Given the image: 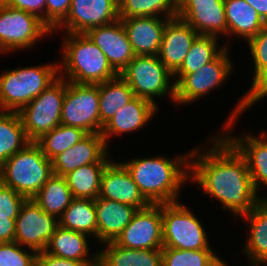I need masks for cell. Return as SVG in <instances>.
Segmentation results:
<instances>
[{
  "label": "cell",
  "mask_w": 267,
  "mask_h": 266,
  "mask_svg": "<svg viewBox=\"0 0 267 266\" xmlns=\"http://www.w3.org/2000/svg\"><path fill=\"white\" fill-rule=\"evenodd\" d=\"M212 146L206 153H199L198 148L192 151L190 177L217 198L223 210L228 208L236 216L251 212L262 198L257 197L245 159L220 135Z\"/></svg>",
  "instance_id": "cell-1"
},
{
  "label": "cell",
  "mask_w": 267,
  "mask_h": 266,
  "mask_svg": "<svg viewBox=\"0 0 267 266\" xmlns=\"http://www.w3.org/2000/svg\"><path fill=\"white\" fill-rule=\"evenodd\" d=\"M122 164L151 204L177 202L181 185L190 178V154L173 161L165 157H152L137 158Z\"/></svg>",
  "instance_id": "cell-2"
},
{
  "label": "cell",
  "mask_w": 267,
  "mask_h": 266,
  "mask_svg": "<svg viewBox=\"0 0 267 266\" xmlns=\"http://www.w3.org/2000/svg\"><path fill=\"white\" fill-rule=\"evenodd\" d=\"M61 66L66 80L77 84H99L117 77L105 54L85 33H67Z\"/></svg>",
  "instance_id": "cell-3"
},
{
  "label": "cell",
  "mask_w": 267,
  "mask_h": 266,
  "mask_svg": "<svg viewBox=\"0 0 267 266\" xmlns=\"http://www.w3.org/2000/svg\"><path fill=\"white\" fill-rule=\"evenodd\" d=\"M54 174L52 162L36 142L28 143L1 164V183L32 199Z\"/></svg>",
  "instance_id": "cell-4"
},
{
  "label": "cell",
  "mask_w": 267,
  "mask_h": 266,
  "mask_svg": "<svg viewBox=\"0 0 267 266\" xmlns=\"http://www.w3.org/2000/svg\"><path fill=\"white\" fill-rule=\"evenodd\" d=\"M58 72V73H57ZM59 65L18 68L0 75V111L18 112L60 75Z\"/></svg>",
  "instance_id": "cell-5"
},
{
  "label": "cell",
  "mask_w": 267,
  "mask_h": 266,
  "mask_svg": "<svg viewBox=\"0 0 267 266\" xmlns=\"http://www.w3.org/2000/svg\"><path fill=\"white\" fill-rule=\"evenodd\" d=\"M66 77H59L35 99L18 111L25 134L36 142L61 124L62 104L66 92Z\"/></svg>",
  "instance_id": "cell-6"
},
{
  "label": "cell",
  "mask_w": 267,
  "mask_h": 266,
  "mask_svg": "<svg viewBox=\"0 0 267 266\" xmlns=\"http://www.w3.org/2000/svg\"><path fill=\"white\" fill-rule=\"evenodd\" d=\"M162 227L163 248L211 249L200 221L180 202L162 203Z\"/></svg>",
  "instance_id": "cell-7"
},
{
  "label": "cell",
  "mask_w": 267,
  "mask_h": 266,
  "mask_svg": "<svg viewBox=\"0 0 267 266\" xmlns=\"http://www.w3.org/2000/svg\"><path fill=\"white\" fill-rule=\"evenodd\" d=\"M119 75L139 98L156 105L153 97H162L169 91L170 98L175 101V84L169 85L173 74L157 55L135 56Z\"/></svg>",
  "instance_id": "cell-8"
},
{
  "label": "cell",
  "mask_w": 267,
  "mask_h": 266,
  "mask_svg": "<svg viewBox=\"0 0 267 266\" xmlns=\"http://www.w3.org/2000/svg\"><path fill=\"white\" fill-rule=\"evenodd\" d=\"M61 124L100 133L99 84H77L66 81Z\"/></svg>",
  "instance_id": "cell-9"
},
{
  "label": "cell",
  "mask_w": 267,
  "mask_h": 266,
  "mask_svg": "<svg viewBox=\"0 0 267 266\" xmlns=\"http://www.w3.org/2000/svg\"><path fill=\"white\" fill-rule=\"evenodd\" d=\"M224 50L211 62L202 66L198 71L192 73H174L178 78L175 84V102L184 104L197 101L204 94L209 93L217 86L223 84L230 71L232 64L228 58V48Z\"/></svg>",
  "instance_id": "cell-10"
},
{
  "label": "cell",
  "mask_w": 267,
  "mask_h": 266,
  "mask_svg": "<svg viewBox=\"0 0 267 266\" xmlns=\"http://www.w3.org/2000/svg\"><path fill=\"white\" fill-rule=\"evenodd\" d=\"M49 32L53 33L36 15L0 2V52L31 47Z\"/></svg>",
  "instance_id": "cell-11"
},
{
  "label": "cell",
  "mask_w": 267,
  "mask_h": 266,
  "mask_svg": "<svg viewBox=\"0 0 267 266\" xmlns=\"http://www.w3.org/2000/svg\"><path fill=\"white\" fill-rule=\"evenodd\" d=\"M14 242L24 244L28 250L44 251L59 221L44 212L32 199H26L15 219Z\"/></svg>",
  "instance_id": "cell-12"
},
{
  "label": "cell",
  "mask_w": 267,
  "mask_h": 266,
  "mask_svg": "<svg viewBox=\"0 0 267 266\" xmlns=\"http://www.w3.org/2000/svg\"><path fill=\"white\" fill-rule=\"evenodd\" d=\"M115 243L129 249H162V204L138 209Z\"/></svg>",
  "instance_id": "cell-13"
},
{
  "label": "cell",
  "mask_w": 267,
  "mask_h": 266,
  "mask_svg": "<svg viewBox=\"0 0 267 266\" xmlns=\"http://www.w3.org/2000/svg\"><path fill=\"white\" fill-rule=\"evenodd\" d=\"M176 17L199 35H227L224 0H176Z\"/></svg>",
  "instance_id": "cell-14"
},
{
  "label": "cell",
  "mask_w": 267,
  "mask_h": 266,
  "mask_svg": "<svg viewBox=\"0 0 267 266\" xmlns=\"http://www.w3.org/2000/svg\"><path fill=\"white\" fill-rule=\"evenodd\" d=\"M119 19L116 0H71L66 18L54 29L67 33H86L90 28L107 25Z\"/></svg>",
  "instance_id": "cell-15"
},
{
  "label": "cell",
  "mask_w": 267,
  "mask_h": 266,
  "mask_svg": "<svg viewBox=\"0 0 267 266\" xmlns=\"http://www.w3.org/2000/svg\"><path fill=\"white\" fill-rule=\"evenodd\" d=\"M85 34L105 54L118 74L136 56L120 19L107 25L90 28Z\"/></svg>",
  "instance_id": "cell-16"
},
{
  "label": "cell",
  "mask_w": 267,
  "mask_h": 266,
  "mask_svg": "<svg viewBox=\"0 0 267 266\" xmlns=\"http://www.w3.org/2000/svg\"><path fill=\"white\" fill-rule=\"evenodd\" d=\"M107 145L100 133H88L83 139L51 162L54 175L65 176L75 169L88 164H109Z\"/></svg>",
  "instance_id": "cell-17"
},
{
  "label": "cell",
  "mask_w": 267,
  "mask_h": 266,
  "mask_svg": "<svg viewBox=\"0 0 267 266\" xmlns=\"http://www.w3.org/2000/svg\"><path fill=\"white\" fill-rule=\"evenodd\" d=\"M99 197L143 209L151 203L140 192L130 172L121 163L110 162L101 176Z\"/></svg>",
  "instance_id": "cell-18"
},
{
  "label": "cell",
  "mask_w": 267,
  "mask_h": 266,
  "mask_svg": "<svg viewBox=\"0 0 267 266\" xmlns=\"http://www.w3.org/2000/svg\"><path fill=\"white\" fill-rule=\"evenodd\" d=\"M198 35L190 25L178 17L166 23L157 56L172 74L181 67Z\"/></svg>",
  "instance_id": "cell-19"
},
{
  "label": "cell",
  "mask_w": 267,
  "mask_h": 266,
  "mask_svg": "<svg viewBox=\"0 0 267 266\" xmlns=\"http://www.w3.org/2000/svg\"><path fill=\"white\" fill-rule=\"evenodd\" d=\"M136 56L158 55L166 23L159 16L119 18ZM162 20V21H161Z\"/></svg>",
  "instance_id": "cell-20"
},
{
  "label": "cell",
  "mask_w": 267,
  "mask_h": 266,
  "mask_svg": "<svg viewBox=\"0 0 267 266\" xmlns=\"http://www.w3.org/2000/svg\"><path fill=\"white\" fill-rule=\"evenodd\" d=\"M94 205L97 240L104 244L115 242L137 211L133 206L99 196L94 200Z\"/></svg>",
  "instance_id": "cell-21"
},
{
  "label": "cell",
  "mask_w": 267,
  "mask_h": 266,
  "mask_svg": "<svg viewBox=\"0 0 267 266\" xmlns=\"http://www.w3.org/2000/svg\"><path fill=\"white\" fill-rule=\"evenodd\" d=\"M247 42L254 61V78L251 89L243 96V99H241L236 109L232 112L231 118L224 126L226 127L225 129H231L233 122H235L234 120L237 119L236 117L243 113L242 111L252 106L254 100L267 87V23Z\"/></svg>",
  "instance_id": "cell-22"
},
{
  "label": "cell",
  "mask_w": 267,
  "mask_h": 266,
  "mask_svg": "<svg viewBox=\"0 0 267 266\" xmlns=\"http://www.w3.org/2000/svg\"><path fill=\"white\" fill-rule=\"evenodd\" d=\"M157 107L147 99L135 96L103 125L101 135L106 145L111 135L132 132L143 127L154 115Z\"/></svg>",
  "instance_id": "cell-23"
},
{
  "label": "cell",
  "mask_w": 267,
  "mask_h": 266,
  "mask_svg": "<svg viewBox=\"0 0 267 266\" xmlns=\"http://www.w3.org/2000/svg\"><path fill=\"white\" fill-rule=\"evenodd\" d=\"M264 135V132L257 138L248 134L238 138L223 135L245 159L256 191L260 184L267 185V136Z\"/></svg>",
  "instance_id": "cell-24"
},
{
  "label": "cell",
  "mask_w": 267,
  "mask_h": 266,
  "mask_svg": "<svg viewBox=\"0 0 267 266\" xmlns=\"http://www.w3.org/2000/svg\"><path fill=\"white\" fill-rule=\"evenodd\" d=\"M98 252V266H162V249H129L115 242Z\"/></svg>",
  "instance_id": "cell-25"
},
{
  "label": "cell",
  "mask_w": 267,
  "mask_h": 266,
  "mask_svg": "<svg viewBox=\"0 0 267 266\" xmlns=\"http://www.w3.org/2000/svg\"><path fill=\"white\" fill-rule=\"evenodd\" d=\"M227 34H236L247 41L266 24L257 11L244 0H224Z\"/></svg>",
  "instance_id": "cell-26"
},
{
  "label": "cell",
  "mask_w": 267,
  "mask_h": 266,
  "mask_svg": "<svg viewBox=\"0 0 267 266\" xmlns=\"http://www.w3.org/2000/svg\"><path fill=\"white\" fill-rule=\"evenodd\" d=\"M85 233L68 230L58 226L50 238L44 252L75 261H98V253L89 260L88 242Z\"/></svg>",
  "instance_id": "cell-27"
},
{
  "label": "cell",
  "mask_w": 267,
  "mask_h": 266,
  "mask_svg": "<svg viewBox=\"0 0 267 266\" xmlns=\"http://www.w3.org/2000/svg\"><path fill=\"white\" fill-rule=\"evenodd\" d=\"M242 216L250 222L251 230L244 252L251 258L252 266L267 263V199Z\"/></svg>",
  "instance_id": "cell-28"
},
{
  "label": "cell",
  "mask_w": 267,
  "mask_h": 266,
  "mask_svg": "<svg viewBox=\"0 0 267 266\" xmlns=\"http://www.w3.org/2000/svg\"><path fill=\"white\" fill-rule=\"evenodd\" d=\"M134 97L133 90L120 75L99 83L100 134L103 125Z\"/></svg>",
  "instance_id": "cell-29"
},
{
  "label": "cell",
  "mask_w": 267,
  "mask_h": 266,
  "mask_svg": "<svg viewBox=\"0 0 267 266\" xmlns=\"http://www.w3.org/2000/svg\"><path fill=\"white\" fill-rule=\"evenodd\" d=\"M73 199L66 178L54 174L32 198L44 212L54 217L59 215L57 219L61 217Z\"/></svg>",
  "instance_id": "cell-30"
},
{
  "label": "cell",
  "mask_w": 267,
  "mask_h": 266,
  "mask_svg": "<svg viewBox=\"0 0 267 266\" xmlns=\"http://www.w3.org/2000/svg\"><path fill=\"white\" fill-rule=\"evenodd\" d=\"M58 221L62 228L82 232L88 236L93 234L97 238V218L93 199L74 198Z\"/></svg>",
  "instance_id": "cell-31"
},
{
  "label": "cell",
  "mask_w": 267,
  "mask_h": 266,
  "mask_svg": "<svg viewBox=\"0 0 267 266\" xmlns=\"http://www.w3.org/2000/svg\"><path fill=\"white\" fill-rule=\"evenodd\" d=\"M28 143L30 141L18 112L0 111V164L22 150Z\"/></svg>",
  "instance_id": "cell-32"
},
{
  "label": "cell",
  "mask_w": 267,
  "mask_h": 266,
  "mask_svg": "<svg viewBox=\"0 0 267 266\" xmlns=\"http://www.w3.org/2000/svg\"><path fill=\"white\" fill-rule=\"evenodd\" d=\"M107 165L88 164L65 175L73 197L95 200L99 196L101 176Z\"/></svg>",
  "instance_id": "cell-33"
},
{
  "label": "cell",
  "mask_w": 267,
  "mask_h": 266,
  "mask_svg": "<svg viewBox=\"0 0 267 266\" xmlns=\"http://www.w3.org/2000/svg\"><path fill=\"white\" fill-rule=\"evenodd\" d=\"M86 135L87 133L83 129L60 124L44 134L36 143L41 147L43 154L52 160L58 154L74 146Z\"/></svg>",
  "instance_id": "cell-34"
},
{
  "label": "cell",
  "mask_w": 267,
  "mask_h": 266,
  "mask_svg": "<svg viewBox=\"0 0 267 266\" xmlns=\"http://www.w3.org/2000/svg\"><path fill=\"white\" fill-rule=\"evenodd\" d=\"M217 44V37L198 35L193 41L184 62L175 73H192L198 71L202 66L214 60L225 47ZM218 49V50H217Z\"/></svg>",
  "instance_id": "cell-35"
},
{
  "label": "cell",
  "mask_w": 267,
  "mask_h": 266,
  "mask_svg": "<svg viewBox=\"0 0 267 266\" xmlns=\"http://www.w3.org/2000/svg\"><path fill=\"white\" fill-rule=\"evenodd\" d=\"M165 13L166 18L176 17V0H120L119 18L151 16Z\"/></svg>",
  "instance_id": "cell-36"
},
{
  "label": "cell",
  "mask_w": 267,
  "mask_h": 266,
  "mask_svg": "<svg viewBox=\"0 0 267 266\" xmlns=\"http://www.w3.org/2000/svg\"><path fill=\"white\" fill-rule=\"evenodd\" d=\"M222 261L211 249L162 248V266H219Z\"/></svg>",
  "instance_id": "cell-37"
},
{
  "label": "cell",
  "mask_w": 267,
  "mask_h": 266,
  "mask_svg": "<svg viewBox=\"0 0 267 266\" xmlns=\"http://www.w3.org/2000/svg\"><path fill=\"white\" fill-rule=\"evenodd\" d=\"M20 247L17 242L0 243V266H36L37 252L28 253Z\"/></svg>",
  "instance_id": "cell-38"
},
{
  "label": "cell",
  "mask_w": 267,
  "mask_h": 266,
  "mask_svg": "<svg viewBox=\"0 0 267 266\" xmlns=\"http://www.w3.org/2000/svg\"><path fill=\"white\" fill-rule=\"evenodd\" d=\"M27 198L11 187L0 183V215L10 219H16L22 204Z\"/></svg>",
  "instance_id": "cell-39"
},
{
  "label": "cell",
  "mask_w": 267,
  "mask_h": 266,
  "mask_svg": "<svg viewBox=\"0 0 267 266\" xmlns=\"http://www.w3.org/2000/svg\"><path fill=\"white\" fill-rule=\"evenodd\" d=\"M71 0H46V26L54 29L66 18Z\"/></svg>",
  "instance_id": "cell-40"
},
{
  "label": "cell",
  "mask_w": 267,
  "mask_h": 266,
  "mask_svg": "<svg viewBox=\"0 0 267 266\" xmlns=\"http://www.w3.org/2000/svg\"><path fill=\"white\" fill-rule=\"evenodd\" d=\"M0 2L8 7L34 14L46 25V0H0ZM41 11L45 15H42Z\"/></svg>",
  "instance_id": "cell-41"
},
{
  "label": "cell",
  "mask_w": 267,
  "mask_h": 266,
  "mask_svg": "<svg viewBox=\"0 0 267 266\" xmlns=\"http://www.w3.org/2000/svg\"><path fill=\"white\" fill-rule=\"evenodd\" d=\"M36 266H98V261L69 260L41 251L37 252Z\"/></svg>",
  "instance_id": "cell-42"
},
{
  "label": "cell",
  "mask_w": 267,
  "mask_h": 266,
  "mask_svg": "<svg viewBox=\"0 0 267 266\" xmlns=\"http://www.w3.org/2000/svg\"><path fill=\"white\" fill-rule=\"evenodd\" d=\"M15 220L0 215V243L14 242Z\"/></svg>",
  "instance_id": "cell-43"
},
{
  "label": "cell",
  "mask_w": 267,
  "mask_h": 266,
  "mask_svg": "<svg viewBox=\"0 0 267 266\" xmlns=\"http://www.w3.org/2000/svg\"><path fill=\"white\" fill-rule=\"evenodd\" d=\"M253 7L260 17L267 23V0H244Z\"/></svg>",
  "instance_id": "cell-44"
},
{
  "label": "cell",
  "mask_w": 267,
  "mask_h": 266,
  "mask_svg": "<svg viewBox=\"0 0 267 266\" xmlns=\"http://www.w3.org/2000/svg\"><path fill=\"white\" fill-rule=\"evenodd\" d=\"M267 96V87L260 93V95L254 100V103Z\"/></svg>",
  "instance_id": "cell-45"
},
{
  "label": "cell",
  "mask_w": 267,
  "mask_h": 266,
  "mask_svg": "<svg viewBox=\"0 0 267 266\" xmlns=\"http://www.w3.org/2000/svg\"><path fill=\"white\" fill-rule=\"evenodd\" d=\"M219 266H228L224 261Z\"/></svg>",
  "instance_id": "cell-46"
},
{
  "label": "cell",
  "mask_w": 267,
  "mask_h": 266,
  "mask_svg": "<svg viewBox=\"0 0 267 266\" xmlns=\"http://www.w3.org/2000/svg\"><path fill=\"white\" fill-rule=\"evenodd\" d=\"M0 183H1V164H0Z\"/></svg>",
  "instance_id": "cell-47"
}]
</instances>
